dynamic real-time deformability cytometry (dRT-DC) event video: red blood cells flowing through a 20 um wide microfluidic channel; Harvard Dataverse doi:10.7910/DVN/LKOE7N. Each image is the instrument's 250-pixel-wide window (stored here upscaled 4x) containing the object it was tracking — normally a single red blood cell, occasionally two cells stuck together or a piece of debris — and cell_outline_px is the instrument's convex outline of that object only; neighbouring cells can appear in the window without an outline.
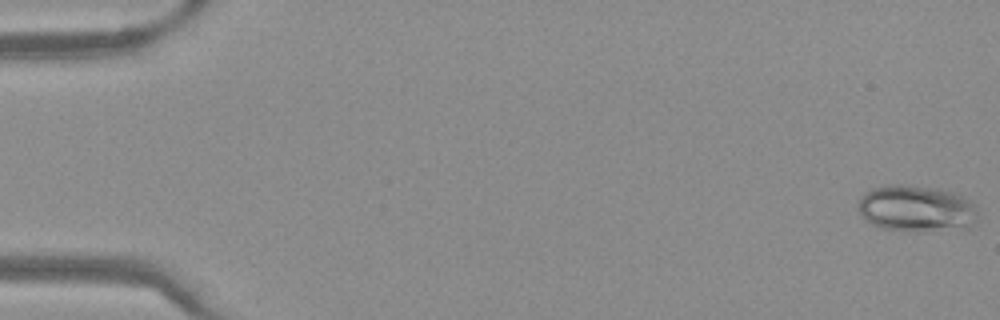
{"species": "Egyptian fruit bat (a non-hibernating species)", "species_latin": "Rousettus aegyptiacus", "temperature_condition": "warm", "stored_images_in_passage": 51, "camera_frame_rate_fps": 3000, "um_per_image_px": 0.085, "frame": {"image": 1, "passage_image": 1, "time_ms": 0.0, "image_size_px": [1000, 320], "cell_outline_px": [[980, 216], [968, 228], [880, 228], [872, 224], [856, 208], [864, 192], [872, 188], [888, 184], [900, 184], [940, 188], [964, 196], [976, 204]], "centroid_in_image_um": [77.92, 17.65], "position_along_channel_um": 7.1, "area_um2": 31.79}}
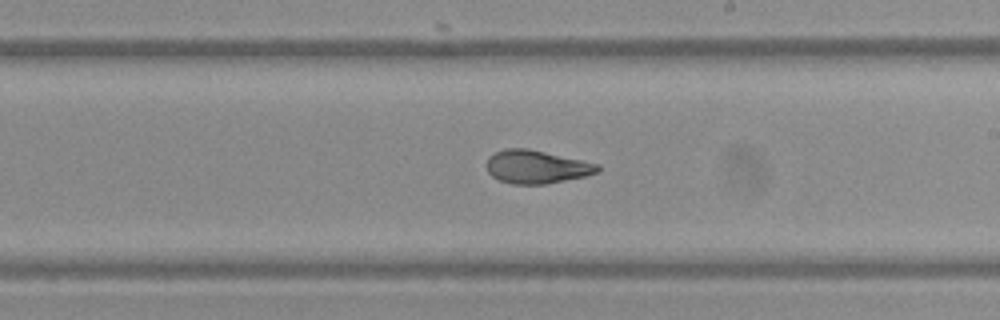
{"frame": {"image": 2, "passage_image": 30, "time_ms": 9.667, "image_size_px": [1000, 320], "cell_outline_px": [[600, 172], [588, 176], [544, 184], [512, 184], [500, 180], [492, 176], [488, 172], [488, 156], [492, 152], [504, 148], [528, 148], [600, 164]], "centroid_in_image_um": [45.62, 14.17], "position_along_channel_um": 243.4, "area_um2": 21.68}}
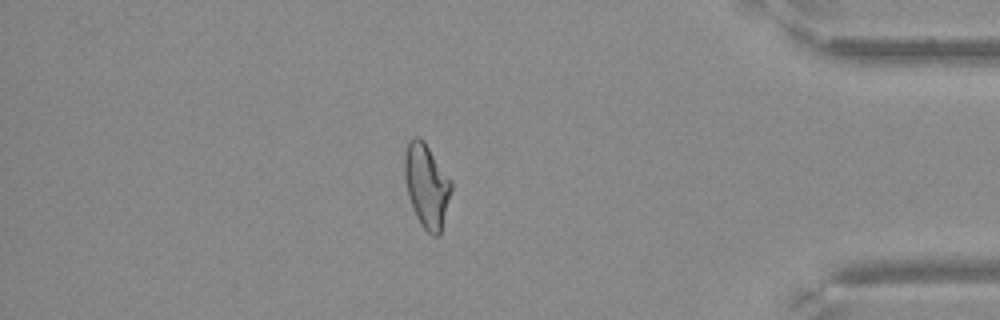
{"frame": {"image": 3, "passage_image": 44, "time_ms": 14.333, "image_size_px": [1000, 320], "cell_outline_px": [[452, 188], [440, 236], [432, 236], [420, 224], [416, 216], [408, 196], [404, 180], [404, 156], [408, 140], [416, 136], [420, 136], [424, 140], [452, 180]], "centroid_in_image_um": [36.26, 15.75], "position_along_channel_um": 398.9, "area_um2": 23.12}}